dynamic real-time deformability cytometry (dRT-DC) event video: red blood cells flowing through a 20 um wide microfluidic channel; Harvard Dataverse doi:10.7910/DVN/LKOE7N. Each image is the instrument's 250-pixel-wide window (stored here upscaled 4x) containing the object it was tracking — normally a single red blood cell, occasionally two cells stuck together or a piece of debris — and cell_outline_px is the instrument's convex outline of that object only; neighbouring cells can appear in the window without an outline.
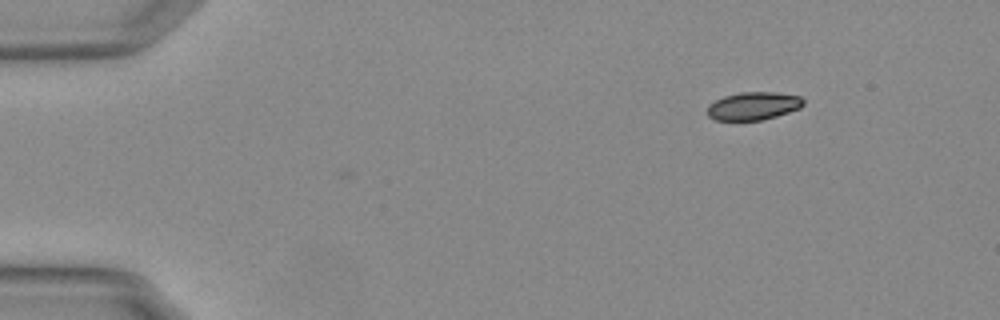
{"species": "Egyptian fruit bat (a non-hibernating species)", "species_latin": "Rousettus aegyptiacus", "temperature_condition": "warm", "stored_images_in_passage": 49, "camera_frame_rate_fps": 3000, "um_per_image_px": 0.085, "animal": {"sex": "female"}, "frame": {"image": 1, "passage_image": 1, "time_ms": 0.0, "image_size_px": [1000, 320], "cell_outline_px": [[804, 104], [800, 108], [776, 116], [760, 120], [716, 120], [708, 116], [708, 104], [724, 96], [740, 92], [776, 92], [800, 96], [804, 100]], "centroid_in_image_um": [64.04, 9.0], "position_along_channel_um": 21.0, "area_um2": 15.61}}
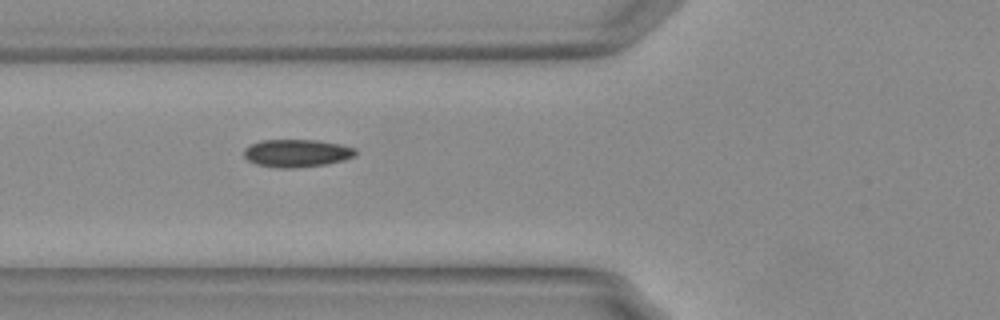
{"frame": {"image": 2, "passage_image": 15, "time_ms": 4.667, "image_size_px": [1000, 320], "cell_outline_px": [[356, 156], [344, 160], [324, 164], [292, 168], [280, 168], [256, 164], [248, 160], [244, 156], [244, 148], [260, 140], [316, 140], [340, 144], [356, 148]], "centroid_in_image_um": [25.23, 13.01], "position_along_channel_um": 100.6, "area_um2": 17.98}}
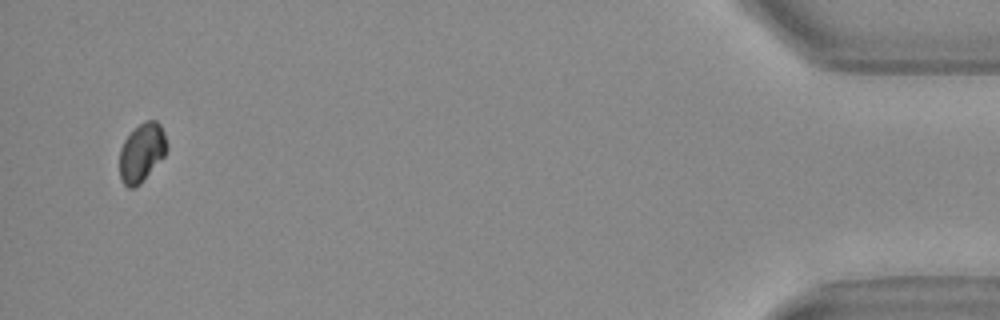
{"frame": {"image": 3, "passage_image": 47, "time_ms": 15.333, "image_size_px": [1000, 320], "cell_outline_px": [[168, 148], [164, 156], [140, 184], [132, 188], [128, 188], [120, 180], [120, 148], [124, 140], [144, 120], [156, 120], [160, 124], [164, 132], [168, 144]], "centroid_in_image_um": [12.06, 12.97], "position_along_channel_um": 423.1, "area_um2": 16.13}, "authors_computed_cell_mechanics": {"area_um2": 16.9932, "velocity_mm_per_s": 3.7645, "shape_relaxation_time_tau1_ms": 2.4795, "shape_relaxation_time_tau2_ms": null, "deformation_change_tau1": 0.082, "deformation_change_tau2": null}}